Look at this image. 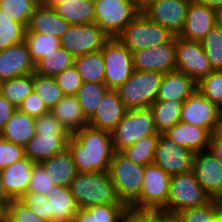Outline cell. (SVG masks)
<instances>
[{"label": "cell", "mask_w": 222, "mask_h": 222, "mask_svg": "<svg viewBox=\"0 0 222 222\" xmlns=\"http://www.w3.org/2000/svg\"><path fill=\"white\" fill-rule=\"evenodd\" d=\"M216 133H217L220 137H222V112H221L220 117H219V122H218V126H217Z\"/></svg>", "instance_id": "obj_63"}, {"label": "cell", "mask_w": 222, "mask_h": 222, "mask_svg": "<svg viewBox=\"0 0 222 222\" xmlns=\"http://www.w3.org/2000/svg\"><path fill=\"white\" fill-rule=\"evenodd\" d=\"M33 91V73L0 82V94L16 108Z\"/></svg>", "instance_id": "obj_36"}, {"label": "cell", "mask_w": 222, "mask_h": 222, "mask_svg": "<svg viewBox=\"0 0 222 222\" xmlns=\"http://www.w3.org/2000/svg\"><path fill=\"white\" fill-rule=\"evenodd\" d=\"M37 5H52L57 0H35Z\"/></svg>", "instance_id": "obj_62"}, {"label": "cell", "mask_w": 222, "mask_h": 222, "mask_svg": "<svg viewBox=\"0 0 222 222\" xmlns=\"http://www.w3.org/2000/svg\"><path fill=\"white\" fill-rule=\"evenodd\" d=\"M108 172L119 200L130 206L140 196L144 166L134 164L120 152H115Z\"/></svg>", "instance_id": "obj_6"}, {"label": "cell", "mask_w": 222, "mask_h": 222, "mask_svg": "<svg viewBox=\"0 0 222 222\" xmlns=\"http://www.w3.org/2000/svg\"><path fill=\"white\" fill-rule=\"evenodd\" d=\"M211 200L192 170L171 176L167 204L161 210L179 213L188 208L205 205Z\"/></svg>", "instance_id": "obj_5"}, {"label": "cell", "mask_w": 222, "mask_h": 222, "mask_svg": "<svg viewBox=\"0 0 222 222\" xmlns=\"http://www.w3.org/2000/svg\"><path fill=\"white\" fill-rule=\"evenodd\" d=\"M24 42L35 64L46 54L60 47V39L56 36L36 32H26Z\"/></svg>", "instance_id": "obj_38"}, {"label": "cell", "mask_w": 222, "mask_h": 222, "mask_svg": "<svg viewBox=\"0 0 222 222\" xmlns=\"http://www.w3.org/2000/svg\"><path fill=\"white\" fill-rule=\"evenodd\" d=\"M75 57L63 47L46 54L35 64V73L55 77L65 69L74 65Z\"/></svg>", "instance_id": "obj_33"}, {"label": "cell", "mask_w": 222, "mask_h": 222, "mask_svg": "<svg viewBox=\"0 0 222 222\" xmlns=\"http://www.w3.org/2000/svg\"><path fill=\"white\" fill-rule=\"evenodd\" d=\"M163 76L156 71L134 70L116 91L127 109L150 107L157 98Z\"/></svg>", "instance_id": "obj_3"}, {"label": "cell", "mask_w": 222, "mask_h": 222, "mask_svg": "<svg viewBox=\"0 0 222 222\" xmlns=\"http://www.w3.org/2000/svg\"><path fill=\"white\" fill-rule=\"evenodd\" d=\"M70 132L36 133L24 147L25 156L40 163L67 149Z\"/></svg>", "instance_id": "obj_19"}, {"label": "cell", "mask_w": 222, "mask_h": 222, "mask_svg": "<svg viewBox=\"0 0 222 222\" xmlns=\"http://www.w3.org/2000/svg\"><path fill=\"white\" fill-rule=\"evenodd\" d=\"M25 157L23 146L0 137V171Z\"/></svg>", "instance_id": "obj_49"}, {"label": "cell", "mask_w": 222, "mask_h": 222, "mask_svg": "<svg viewBox=\"0 0 222 222\" xmlns=\"http://www.w3.org/2000/svg\"><path fill=\"white\" fill-rule=\"evenodd\" d=\"M201 44L212 70H222V27L215 24Z\"/></svg>", "instance_id": "obj_40"}, {"label": "cell", "mask_w": 222, "mask_h": 222, "mask_svg": "<svg viewBox=\"0 0 222 222\" xmlns=\"http://www.w3.org/2000/svg\"><path fill=\"white\" fill-rule=\"evenodd\" d=\"M50 112L71 134L88 125L76 96H64Z\"/></svg>", "instance_id": "obj_28"}, {"label": "cell", "mask_w": 222, "mask_h": 222, "mask_svg": "<svg viewBox=\"0 0 222 222\" xmlns=\"http://www.w3.org/2000/svg\"><path fill=\"white\" fill-rule=\"evenodd\" d=\"M40 164L54 184L58 186L69 187L78 173L68 149L40 162Z\"/></svg>", "instance_id": "obj_29"}, {"label": "cell", "mask_w": 222, "mask_h": 222, "mask_svg": "<svg viewBox=\"0 0 222 222\" xmlns=\"http://www.w3.org/2000/svg\"><path fill=\"white\" fill-rule=\"evenodd\" d=\"M69 187L78 208L104 204H124L116 194L109 172H78Z\"/></svg>", "instance_id": "obj_2"}, {"label": "cell", "mask_w": 222, "mask_h": 222, "mask_svg": "<svg viewBox=\"0 0 222 222\" xmlns=\"http://www.w3.org/2000/svg\"><path fill=\"white\" fill-rule=\"evenodd\" d=\"M54 185V181L48 176L44 167L40 163H35L31 172L28 191L51 195Z\"/></svg>", "instance_id": "obj_47"}, {"label": "cell", "mask_w": 222, "mask_h": 222, "mask_svg": "<svg viewBox=\"0 0 222 222\" xmlns=\"http://www.w3.org/2000/svg\"><path fill=\"white\" fill-rule=\"evenodd\" d=\"M117 222H143V209L126 206Z\"/></svg>", "instance_id": "obj_53"}, {"label": "cell", "mask_w": 222, "mask_h": 222, "mask_svg": "<svg viewBox=\"0 0 222 222\" xmlns=\"http://www.w3.org/2000/svg\"><path fill=\"white\" fill-rule=\"evenodd\" d=\"M35 0H0L2 15L28 27L30 17L37 7Z\"/></svg>", "instance_id": "obj_41"}, {"label": "cell", "mask_w": 222, "mask_h": 222, "mask_svg": "<svg viewBox=\"0 0 222 222\" xmlns=\"http://www.w3.org/2000/svg\"><path fill=\"white\" fill-rule=\"evenodd\" d=\"M160 134L154 133L143 137L140 141L128 146L120 153L134 164L146 166L154 162L155 150Z\"/></svg>", "instance_id": "obj_35"}, {"label": "cell", "mask_w": 222, "mask_h": 222, "mask_svg": "<svg viewBox=\"0 0 222 222\" xmlns=\"http://www.w3.org/2000/svg\"><path fill=\"white\" fill-rule=\"evenodd\" d=\"M216 24L222 27V6L216 9Z\"/></svg>", "instance_id": "obj_60"}, {"label": "cell", "mask_w": 222, "mask_h": 222, "mask_svg": "<svg viewBox=\"0 0 222 222\" xmlns=\"http://www.w3.org/2000/svg\"><path fill=\"white\" fill-rule=\"evenodd\" d=\"M209 150L222 165V137H220L216 132L211 135Z\"/></svg>", "instance_id": "obj_54"}, {"label": "cell", "mask_w": 222, "mask_h": 222, "mask_svg": "<svg viewBox=\"0 0 222 222\" xmlns=\"http://www.w3.org/2000/svg\"><path fill=\"white\" fill-rule=\"evenodd\" d=\"M193 157V151L177 145L165 134H160L153 163L174 176L192 171Z\"/></svg>", "instance_id": "obj_14"}, {"label": "cell", "mask_w": 222, "mask_h": 222, "mask_svg": "<svg viewBox=\"0 0 222 222\" xmlns=\"http://www.w3.org/2000/svg\"><path fill=\"white\" fill-rule=\"evenodd\" d=\"M51 6L70 25L94 23V0H57Z\"/></svg>", "instance_id": "obj_26"}, {"label": "cell", "mask_w": 222, "mask_h": 222, "mask_svg": "<svg viewBox=\"0 0 222 222\" xmlns=\"http://www.w3.org/2000/svg\"><path fill=\"white\" fill-rule=\"evenodd\" d=\"M108 90L104 83L83 82L76 98L88 120L96 112L100 101Z\"/></svg>", "instance_id": "obj_37"}, {"label": "cell", "mask_w": 222, "mask_h": 222, "mask_svg": "<svg viewBox=\"0 0 222 222\" xmlns=\"http://www.w3.org/2000/svg\"><path fill=\"white\" fill-rule=\"evenodd\" d=\"M171 176L158 165L144 166L140 196L130 205L138 209L161 210L166 204Z\"/></svg>", "instance_id": "obj_10"}, {"label": "cell", "mask_w": 222, "mask_h": 222, "mask_svg": "<svg viewBox=\"0 0 222 222\" xmlns=\"http://www.w3.org/2000/svg\"><path fill=\"white\" fill-rule=\"evenodd\" d=\"M164 134L177 145L189 149L194 153L208 150L212 135L205 128L187 124L182 121L175 124Z\"/></svg>", "instance_id": "obj_23"}, {"label": "cell", "mask_w": 222, "mask_h": 222, "mask_svg": "<svg viewBox=\"0 0 222 222\" xmlns=\"http://www.w3.org/2000/svg\"><path fill=\"white\" fill-rule=\"evenodd\" d=\"M17 109L33 118H38L49 112L43 100L40 99L38 93L34 90L22 101Z\"/></svg>", "instance_id": "obj_50"}, {"label": "cell", "mask_w": 222, "mask_h": 222, "mask_svg": "<svg viewBox=\"0 0 222 222\" xmlns=\"http://www.w3.org/2000/svg\"><path fill=\"white\" fill-rule=\"evenodd\" d=\"M125 207V204H104L78 208L72 222H117Z\"/></svg>", "instance_id": "obj_34"}, {"label": "cell", "mask_w": 222, "mask_h": 222, "mask_svg": "<svg viewBox=\"0 0 222 222\" xmlns=\"http://www.w3.org/2000/svg\"><path fill=\"white\" fill-rule=\"evenodd\" d=\"M220 201V204H221V208H222V198L219 200Z\"/></svg>", "instance_id": "obj_65"}, {"label": "cell", "mask_w": 222, "mask_h": 222, "mask_svg": "<svg viewBox=\"0 0 222 222\" xmlns=\"http://www.w3.org/2000/svg\"><path fill=\"white\" fill-rule=\"evenodd\" d=\"M47 198L51 207V222H72L78 206L70 187L54 185V190Z\"/></svg>", "instance_id": "obj_30"}, {"label": "cell", "mask_w": 222, "mask_h": 222, "mask_svg": "<svg viewBox=\"0 0 222 222\" xmlns=\"http://www.w3.org/2000/svg\"><path fill=\"white\" fill-rule=\"evenodd\" d=\"M194 3L202 4L207 7L217 9L219 6H222V0H191Z\"/></svg>", "instance_id": "obj_58"}, {"label": "cell", "mask_w": 222, "mask_h": 222, "mask_svg": "<svg viewBox=\"0 0 222 222\" xmlns=\"http://www.w3.org/2000/svg\"><path fill=\"white\" fill-rule=\"evenodd\" d=\"M197 90L222 109V70L212 71L197 83Z\"/></svg>", "instance_id": "obj_44"}, {"label": "cell", "mask_w": 222, "mask_h": 222, "mask_svg": "<svg viewBox=\"0 0 222 222\" xmlns=\"http://www.w3.org/2000/svg\"><path fill=\"white\" fill-rule=\"evenodd\" d=\"M26 207L41 219L51 222V207L47 195L27 191L20 199Z\"/></svg>", "instance_id": "obj_45"}, {"label": "cell", "mask_w": 222, "mask_h": 222, "mask_svg": "<svg viewBox=\"0 0 222 222\" xmlns=\"http://www.w3.org/2000/svg\"><path fill=\"white\" fill-rule=\"evenodd\" d=\"M67 149L77 172H108L115 153L111 133L85 126L71 134Z\"/></svg>", "instance_id": "obj_1"}, {"label": "cell", "mask_w": 222, "mask_h": 222, "mask_svg": "<svg viewBox=\"0 0 222 222\" xmlns=\"http://www.w3.org/2000/svg\"><path fill=\"white\" fill-rule=\"evenodd\" d=\"M0 222H8L6 209L0 208Z\"/></svg>", "instance_id": "obj_61"}, {"label": "cell", "mask_w": 222, "mask_h": 222, "mask_svg": "<svg viewBox=\"0 0 222 222\" xmlns=\"http://www.w3.org/2000/svg\"><path fill=\"white\" fill-rule=\"evenodd\" d=\"M135 2L136 7L142 11L145 7H147L151 2L155 0H133Z\"/></svg>", "instance_id": "obj_59"}, {"label": "cell", "mask_w": 222, "mask_h": 222, "mask_svg": "<svg viewBox=\"0 0 222 222\" xmlns=\"http://www.w3.org/2000/svg\"><path fill=\"white\" fill-rule=\"evenodd\" d=\"M175 59V70L187 74L196 83L213 71L201 42L176 36Z\"/></svg>", "instance_id": "obj_12"}, {"label": "cell", "mask_w": 222, "mask_h": 222, "mask_svg": "<svg viewBox=\"0 0 222 222\" xmlns=\"http://www.w3.org/2000/svg\"><path fill=\"white\" fill-rule=\"evenodd\" d=\"M11 201V199L7 196L3 184L2 179L0 176V208L6 209L8 203Z\"/></svg>", "instance_id": "obj_57"}, {"label": "cell", "mask_w": 222, "mask_h": 222, "mask_svg": "<svg viewBox=\"0 0 222 222\" xmlns=\"http://www.w3.org/2000/svg\"><path fill=\"white\" fill-rule=\"evenodd\" d=\"M110 37L94 22L70 25L60 38V46L74 57L100 51Z\"/></svg>", "instance_id": "obj_11"}, {"label": "cell", "mask_w": 222, "mask_h": 222, "mask_svg": "<svg viewBox=\"0 0 222 222\" xmlns=\"http://www.w3.org/2000/svg\"><path fill=\"white\" fill-rule=\"evenodd\" d=\"M143 222H162V210L143 209Z\"/></svg>", "instance_id": "obj_55"}, {"label": "cell", "mask_w": 222, "mask_h": 222, "mask_svg": "<svg viewBox=\"0 0 222 222\" xmlns=\"http://www.w3.org/2000/svg\"><path fill=\"white\" fill-rule=\"evenodd\" d=\"M26 27L0 11V50L24 42Z\"/></svg>", "instance_id": "obj_42"}, {"label": "cell", "mask_w": 222, "mask_h": 222, "mask_svg": "<svg viewBox=\"0 0 222 222\" xmlns=\"http://www.w3.org/2000/svg\"><path fill=\"white\" fill-rule=\"evenodd\" d=\"M74 66L83 82L104 83L105 64L101 50L75 57Z\"/></svg>", "instance_id": "obj_32"}, {"label": "cell", "mask_w": 222, "mask_h": 222, "mask_svg": "<svg viewBox=\"0 0 222 222\" xmlns=\"http://www.w3.org/2000/svg\"><path fill=\"white\" fill-rule=\"evenodd\" d=\"M33 90L50 111L63 97L61 88L54 77L33 73Z\"/></svg>", "instance_id": "obj_39"}, {"label": "cell", "mask_w": 222, "mask_h": 222, "mask_svg": "<svg viewBox=\"0 0 222 222\" xmlns=\"http://www.w3.org/2000/svg\"><path fill=\"white\" fill-rule=\"evenodd\" d=\"M35 72V63L25 42L0 50V82Z\"/></svg>", "instance_id": "obj_18"}, {"label": "cell", "mask_w": 222, "mask_h": 222, "mask_svg": "<svg viewBox=\"0 0 222 222\" xmlns=\"http://www.w3.org/2000/svg\"><path fill=\"white\" fill-rule=\"evenodd\" d=\"M70 24L60 17L50 5H38L30 17L26 32L49 34L61 38Z\"/></svg>", "instance_id": "obj_24"}, {"label": "cell", "mask_w": 222, "mask_h": 222, "mask_svg": "<svg viewBox=\"0 0 222 222\" xmlns=\"http://www.w3.org/2000/svg\"><path fill=\"white\" fill-rule=\"evenodd\" d=\"M215 24V9L190 1L185 26L178 37L188 41L201 42Z\"/></svg>", "instance_id": "obj_21"}, {"label": "cell", "mask_w": 222, "mask_h": 222, "mask_svg": "<svg viewBox=\"0 0 222 222\" xmlns=\"http://www.w3.org/2000/svg\"><path fill=\"white\" fill-rule=\"evenodd\" d=\"M221 211L220 201L212 199L205 205L185 209L179 215L184 222H216Z\"/></svg>", "instance_id": "obj_43"}, {"label": "cell", "mask_w": 222, "mask_h": 222, "mask_svg": "<svg viewBox=\"0 0 222 222\" xmlns=\"http://www.w3.org/2000/svg\"><path fill=\"white\" fill-rule=\"evenodd\" d=\"M34 164L25 156L0 171L4 190L11 200L20 199L28 191Z\"/></svg>", "instance_id": "obj_22"}, {"label": "cell", "mask_w": 222, "mask_h": 222, "mask_svg": "<svg viewBox=\"0 0 222 222\" xmlns=\"http://www.w3.org/2000/svg\"><path fill=\"white\" fill-rule=\"evenodd\" d=\"M6 212L8 222H48L38 217L19 200H11L6 207Z\"/></svg>", "instance_id": "obj_48"}, {"label": "cell", "mask_w": 222, "mask_h": 222, "mask_svg": "<svg viewBox=\"0 0 222 222\" xmlns=\"http://www.w3.org/2000/svg\"><path fill=\"white\" fill-rule=\"evenodd\" d=\"M173 36L167 29L151 21L140 11L117 38L134 52L164 44Z\"/></svg>", "instance_id": "obj_7"}, {"label": "cell", "mask_w": 222, "mask_h": 222, "mask_svg": "<svg viewBox=\"0 0 222 222\" xmlns=\"http://www.w3.org/2000/svg\"><path fill=\"white\" fill-rule=\"evenodd\" d=\"M221 112L222 109L196 90L183 102L180 121L205 128L213 134L217 130Z\"/></svg>", "instance_id": "obj_15"}, {"label": "cell", "mask_w": 222, "mask_h": 222, "mask_svg": "<svg viewBox=\"0 0 222 222\" xmlns=\"http://www.w3.org/2000/svg\"><path fill=\"white\" fill-rule=\"evenodd\" d=\"M127 110L117 91L109 89L100 101L96 112L88 120V126L111 133Z\"/></svg>", "instance_id": "obj_20"}, {"label": "cell", "mask_w": 222, "mask_h": 222, "mask_svg": "<svg viewBox=\"0 0 222 222\" xmlns=\"http://www.w3.org/2000/svg\"><path fill=\"white\" fill-rule=\"evenodd\" d=\"M184 101L155 100L150 106L153 112L156 132L164 134L180 122L182 104Z\"/></svg>", "instance_id": "obj_31"}, {"label": "cell", "mask_w": 222, "mask_h": 222, "mask_svg": "<svg viewBox=\"0 0 222 222\" xmlns=\"http://www.w3.org/2000/svg\"><path fill=\"white\" fill-rule=\"evenodd\" d=\"M34 125L35 118L17 109L7 121L5 127L0 131V137L25 147L36 134Z\"/></svg>", "instance_id": "obj_27"}, {"label": "cell", "mask_w": 222, "mask_h": 222, "mask_svg": "<svg viewBox=\"0 0 222 222\" xmlns=\"http://www.w3.org/2000/svg\"><path fill=\"white\" fill-rule=\"evenodd\" d=\"M192 170L198 183L211 199L222 198V165L208 149L195 152Z\"/></svg>", "instance_id": "obj_17"}, {"label": "cell", "mask_w": 222, "mask_h": 222, "mask_svg": "<svg viewBox=\"0 0 222 222\" xmlns=\"http://www.w3.org/2000/svg\"><path fill=\"white\" fill-rule=\"evenodd\" d=\"M191 0H155L142 12L153 22L167 29L174 36L183 31L187 8Z\"/></svg>", "instance_id": "obj_13"}, {"label": "cell", "mask_w": 222, "mask_h": 222, "mask_svg": "<svg viewBox=\"0 0 222 222\" xmlns=\"http://www.w3.org/2000/svg\"><path fill=\"white\" fill-rule=\"evenodd\" d=\"M54 78L57 85L61 88L64 96H76L79 88L83 84L82 78L78 74L74 65L65 69Z\"/></svg>", "instance_id": "obj_46"}, {"label": "cell", "mask_w": 222, "mask_h": 222, "mask_svg": "<svg viewBox=\"0 0 222 222\" xmlns=\"http://www.w3.org/2000/svg\"><path fill=\"white\" fill-rule=\"evenodd\" d=\"M175 45L176 36L168 42L155 47L132 52L134 70L156 71L162 74L175 70Z\"/></svg>", "instance_id": "obj_16"}, {"label": "cell", "mask_w": 222, "mask_h": 222, "mask_svg": "<svg viewBox=\"0 0 222 222\" xmlns=\"http://www.w3.org/2000/svg\"><path fill=\"white\" fill-rule=\"evenodd\" d=\"M162 222H184L179 213L162 210Z\"/></svg>", "instance_id": "obj_56"}, {"label": "cell", "mask_w": 222, "mask_h": 222, "mask_svg": "<svg viewBox=\"0 0 222 222\" xmlns=\"http://www.w3.org/2000/svg\"><path fill=\"white\" fill-rule=\"evenodd\" d=\"M156 132L151 107L128 109L123 119L111 132L113 149L120 152Z\"/></svg>", "instance_id": "obj_4"}, {"label": "cell", "mask_w": 222, "mask_h": 222, "mask_svg": "<svg viewBox=\"0 0 222 222\" xmlns=\"http://www.w3.org/2000/svg\"><path fill=\"white\" fill-rule=\"evenodd\" d=\"M94 22L110 37H117L140 13L133 0H94Z\"/></svg>", "instance_id": "obj_8"}, {"label": "cell", "mask_w": 222, "mask_h": 222, "mask_svg": "<svg viewBox=\"0 0 222 222\" xmlns=\"http://www.w3.org/2000/svg\"><path fill=\"white\" fill-rule=\"evenodd\" d=\"M16 110L17 108L0 94V131Z\"/></svg>", "instance_id": "obj_52"}, {"label": "cell", "mask_w": 222, "mask_h": 222, "mask_svg": "<svg viewBox=\"0 0 222 222\" xmlns=\"http://www.w3.org/2000/svg\"><path fill=\"white\" fill-rule=\"evenodd\" d=\"M216 222H222V211L218 214Z\"/></svg>", "instance_id": "obj_64"}, {"label": "cell", "mask_w": 222, "mask_h": 222, "mask_svg": "<svg viewBox=\"0 0 222 222\" xmlns=\"http://www.w3.org/2000/svg\"><path fill=\"white\" fill-rule=\"evenodd\" d=\"M197 90V83L187 74L171 71L164 74L156 100L185 101Z\"/></svg>", "instance_id": "obj_25"}, {"label": "cell", "mask_w": 222, "mask_h": 222, "mask_svg": "<svg viewBox=\"0 0 222 222\" xmlns=\"http://www.w3.org/2000/svg\"><path fill=\"white\" fill-rule=\"evenodd\" d=\"M34 126L36 133L69 132L50 111L35 118Z\"/></svg>", "instance_id": "obj_51"}, {"label": "cell", "mask_w": 222, "mask_h": 222, "mask_svg": "<svg viewBox=\"0 0 222 222\" xmlns=\"http://www.w3.org/2000/svg\"><path fill=\"white\" fill-rule=\"evenodd\" d=\"M105 64L104 84L116 90L134 72L132 52L117 38H109L101 49Z\"/></svg>", "instance_id": "obj_9"}]
</instances>
